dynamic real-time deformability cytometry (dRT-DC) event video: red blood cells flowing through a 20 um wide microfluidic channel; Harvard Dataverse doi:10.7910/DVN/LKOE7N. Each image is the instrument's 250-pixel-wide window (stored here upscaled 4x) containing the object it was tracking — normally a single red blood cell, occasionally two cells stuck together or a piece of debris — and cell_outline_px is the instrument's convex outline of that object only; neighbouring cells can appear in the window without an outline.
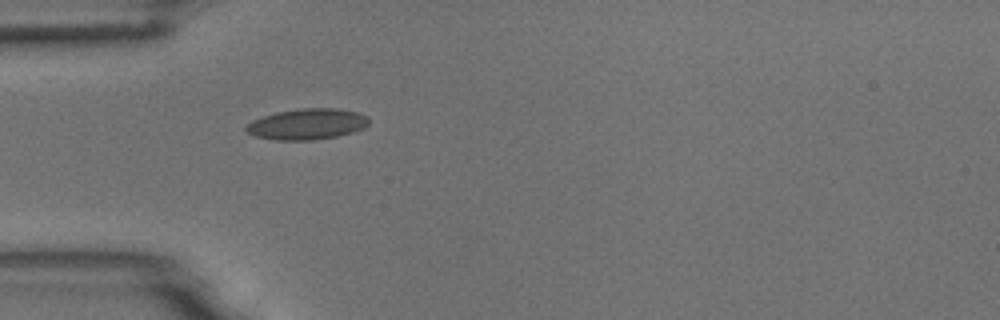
{"species": "common noctule bat (a hibernating species)", "species_latin": "Nyctalus noctula", "temperature_condition": "room temperature", "stored_images_in_passage": 1, "camera_frame_rate_fps": 3000, "um_per_image_px": 0.085, "animal": {"sex": "male", "body_mass_g": 18.8}, "frame": {"image": 1, "passage_image": 1, "time_ms": 0.0, "image_size_px": [1000, 320], "cell_outline_px": [[368, 124], [364, 128], [352, 132], [336, 136], [312, 140], [276, 140], [256, 136], [248, 132], [244, 128], [252, 120], [276, 112], [304, 108], [336, 108], [360, 112], [368, 116]], "centroid_in_image_um": [26.13, 10.54], "position_along_channel_um": 58.9, "area_um2": 22.02}}